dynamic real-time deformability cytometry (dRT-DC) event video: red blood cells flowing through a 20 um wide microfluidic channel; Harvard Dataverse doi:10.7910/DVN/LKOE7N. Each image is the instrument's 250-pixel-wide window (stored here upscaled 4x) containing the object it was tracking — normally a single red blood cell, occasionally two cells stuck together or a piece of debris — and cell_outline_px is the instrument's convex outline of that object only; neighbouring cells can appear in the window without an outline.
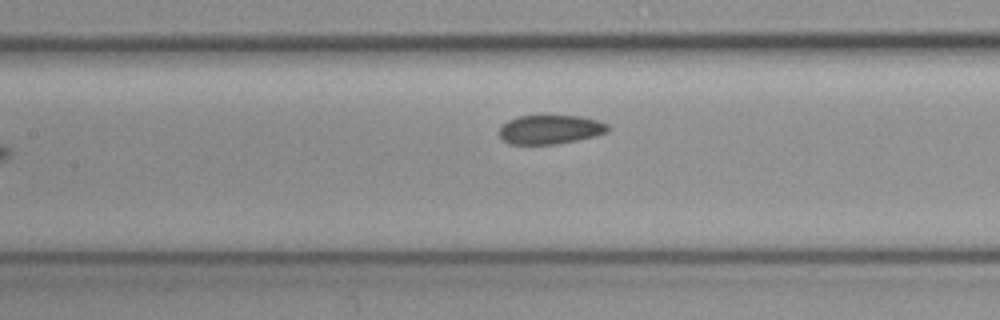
{"species": "common noctule bat (a hibernating species)", "species_latin": "Nyctalus noctula", "temperature_condition": "cold", "stored_images_in_passage": 6, "camera_frame_rate_fps": 3000, "um_per_image_px": 0.085, "animal": {"sex": "female", "body_mass_g": 19.3, "forearm_length_mm": 54.1}, "frame": {"image": 1, "passage_image": 6, "time_ms": 1.667, "image_size_px": [1000, 320], "cell_outline_px": [[608, 132], [596, 136], [556, 144], [508, 144], [500, 136], [500, 128], [508, 120], [516, 116], [580, 116], [600, 120], [608, 124]], "centroid_in_image_um": [46.8, 11.0], "position_along_channel_um": 160.6, "area_um2": 18.38}}